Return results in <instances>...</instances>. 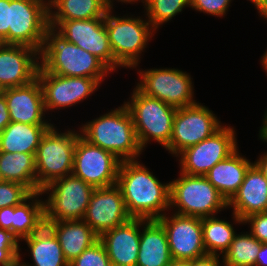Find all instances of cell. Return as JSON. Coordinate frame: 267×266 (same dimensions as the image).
<instances>
[{"label":"cell","instance_id":"83f0119b","mask_svg":"<svg viewBox=\"0 0 267 266\" xmlns=\"http://www.w3.org/2000/svg\"><path fill=\"white\" fill-rule=\"evenodd\" d=\"M40 195L41 191L34 192L21 204L13 206L12 234L18 240L31 236L45 225L44 201L38 199Z\"/></svg>","mask_w":267,"mask_h":266},{"label":"cell","instance_id":"44dd1931","mask_svg":"<svg viewBox=\"0 0 267 266\" xmlns=\"http://www.w3.org/2000/svg\"><path fill=\"white\" fill-rule=\"evenodd\" d=\"M142 218H131L128 222L104 232L99 240L103 243L111 265L136 266L139 253Z\"/></svg>","mask_w":267,"mask_h":266},{"label":"cell","instance_id":"7a4b0ae2","mask_svg":"<svg viewBox=\"0 0 267 266\" xmlns=\"http://www.w3.org/2000/svg\"><path fill=\"white\" fill-rule=\"evenodd\" d=\"M81 136L90 144L110 151L121 161L135 160L142 153L132 116L125 104L87 122Z\"/></svg>","mask_w":267,"mask_h":266},{"label":"cell","instance_id":"603a6c76","mask_svg":"<svg viewBox=\"0 0 267 266\" xmlns=\"http://www.w3.org/2000/svg\"><path fill=\"white\" fill-rule=\"evenodd\" d=\"M45 225L58 238L69 263L99 240V236L84 220L45 222Z\"/></svg>","mask_w":267,"mask_h":266},{"label":"cell","instance_id":"9a60e30c","mask_svg":"<svg viewBox=\"0 0 267 266\" xmlns=\"http://www.w3.org/2000/svg\"><path fill=\"white\" fill-rule=\"evenodd\" d=\"M157 220L163 225L172 260L191 261L206 255L202 218L174 213Z\"/></svg>","mask_w":267,"mask_h":266},{"label":"cell","instance_id":"d590c367","mask_svg":"<svg viewBox=\"0 0 267 266\" xmlns=\"http://www.w3.org/2000/svg\"><path fill=\"white\" fill-rule=\"evenodd\" d=\"M244 223H250V234L261 243H267V212L256 213L243 220Z\"/></svg>","mask_w":267,"mask_h":266},{"label":"cell","instance_id":"7c38bea8","mask_svg":"<svg viewBox=\"0 0 267 266\" xmlns=\"http://www.w3.org/2000/svg\"><path fill=\"white\" fill-rule=\"evenodd\" d=\"M121 162L110 151L90 144L80 135L74 149L72 174L94 188L109 187L117 182Z\"/></svg>","mask_w":267,"mask_h":266},{"label":"cell","instance_id":"836d02e7","mask_svg":"<svg viewBox=\"0 0 267 266\" xmlns=\"http://www.w3.org/2000/svg\"><path fill=\"white\" fill-rule=\"evenodd\" d=\"M32 192L24 185L17 182H0V209L17 206L26 200Z\"/></svg>","mask_w":267,"mask_h":266},{"label":"cell","instance_id":"5bb4252c","mask_svg":"<svg viewBox=\"0 0 267 266\" xmlns=\"http://www.w3.org/2000/svg\"><path fill=\"white\" fill-rule=\"evenodd\" d=\"M50 28L67 42L96 56L111 72L114 71V56L104 18L55 20Z\"/></svg>","mask_w":267,"mask_h":266},{"label":"cell","instance_id":"6da1fadb","mask_svg":"<svg viewBox=\"0 0 267 266\" xmlns=\"http://www.w3.org/2000/svg\"><path fill=\"white\" fill-rule=\"evenodd\" d=\"M116 185L132 218L158 219L170 209V183H161L137 160L122 161Z\"/></svg>","mask_w":267,"mask_h":266},{"label":"cell","instance_id":"bcb514c9","mask_svg":"<svg viewBox=\"0 0 267 266\" xmlns=\"http://www.w3.org/2000/svg\"><path fill=\"white\" fill-rule=\"evenodd\" d=\"M263 126L260 128L259 136H267V111L263 119Z\"/></svg>","mask_w":267,"mask_h":266},{"label":"cell","instance_id":"d6a6232c","mask_svg":"<svg viewBox=\"0 0 267 266\" xmlns=\"http://www.w3.org/2000/svg\"><path fill=\"white\" fill-rule=\"evenodd\" d=\"M69 266H111V261L103 243L98 240L73 259Z\"/></svg>","mask_w":267,"mask_h":266},{"label":"cell","instance_id":"9c48e42d","mask_svg":"<svg viewBox=\"0 0 267 266\" xmlns=\"http://www.w3.org/2000/svg\"><path fill=\"white\" fill-rule=\"evenodd\" d=\"M46 0H10L9 44L41 52L49 26Z\"/></svg>","mask_w":267,"mask_h":266},{"label":"cell","instance_id":"277c9868","mask_svg":"<svg viewBox=\"0 0 267 266\" xmlns=\"http://www.w3.org/2000/svg\"><path fill=\"white\" fill-rule=\"evenodd\" d=\"M124 104L132 116L137 140L142 150L152 139L164 148L169 145L177 108L146 96L137 88L133 90L131 101Z\"/></svg>","mask_w":267,"mask_h":266},{"label":"cell","instance_id":"d6986e66","mask_svg":"<svg viewBox=\"0 0 267 266\" xmlns=\"http://www.w3.org/2000/svg\"><path fill=\"white\" fill-rule=\"evenodd\" d=\"M7 101L10 120L32 125H53L44 120L43 93L38 78L30 83L1 91ZM44 116V117H43Z\"/></svg>","mask_w":267,"mask_h":266},{"label":"cell","instance_id":"3957f363","mask_svg":"<svg viewBox=\"0 0 267 266\" xmlns=\"http://www.w3.org/2000/svg\"><path fill=\"white\" fill-rule=\"evenodd\" d=\"M40 66L49 73L67 77H89L100 83L111 71L100 59L49 29L40 52Z\"/></svg>","mask_w":267,"mask_h":266},{"label":"cell","instance_id":"816d5d0a","mask_svg":"<svg viewBox=\"0 0 267 266\" xmlns=\"http://www.w3.org/2000/svg\"><path fill=\"white\" fill-rule=\"evenodd\" d=\"M259 138L262 139L263 142L266 141L267 143V136H259Z\"/></svg>","mask_w":267,"mask_h":266},{"label":"cell","instance_id":"f1b7e54d","mask_svg":"<svg viewBox=\"0 0 267 266\" xmlns=\"http://www.w3.org/2000/svg\"><path fill=\"white\" fill-rule=\"evenodd\" d=\"M0 174L4 181L17 182L37 192L35 155L0 152Z\"/></svg>","mask_w":267,"mask_h":266},{"label":"cell","instance_id":"52a82bcc","mask_svg":"<svg viewBox=\"0 0 267 266\" xmlns=\"http://www.w3.org/2000/svg\"><path fill=\"white\" fill-rule=\"evenodd\" d=\"M169 183L170 208L178 207L177 214L204 218L228 208V202L205 176L180 172V177Z\"/></svg>","mask_w":267,"mask_h":266},{"label":"cell","instance_id":"5b68a950","mask_svg":"<svg viewBox=\"0 0 267 266\" xmlns=\"http://www.w3.org/2000/svg\"><path fill=\"white\" fill-rule=\"evenodd\" d=\"M111 9L113 7L106 13L104 21L114 56V71L118 66L135 68L155 29L140 17H116Z\"/></svg>","mask_w":267,"mask_h":266},{"label":"cell","instance_id":"7dc6e473","mask_svg":"<svg viewBox=\"0 0 267 266\" xmlns=\"http://www.w3.org/2000/svg\"><path fill=\"white\" fill-rule=\"evenodd\" d=\"M169 266H191V261H175V260H173Z\"/></svg>","mask_w":267,"mask_h":266},{"label":"cell","instance_id":"ac0fdd59","mask_svg":"<svg viewBox=\"0 0 267 266\" xmlns=\"http://www.w3.org/2000/svg\"><path fill=\"white\" fill-rule=\"evenodd\" d=\"M40 52L32 47L0 43V91L37 78Z\"/></svg>","mask_w":267,"mask_h":266},{"label":"cell","instance_id":"f546056e","mask_svg":"<svg viewBox=\"0 0 267 266\" xmlns=\"http://www.w3.org/2000/svg\"><path fill=\"white\" fill-rule=\"evenodd\" d=\"M202 229L206 253L212 255L223 256L236 235L232 223L215 216L202 218Z\"/></svg>","mask_w":267,"mask_h":266},{"label":"cell","instance_id":"4dcf8cb0","mask_svg":"<svg viewBox=\"0 0 267 266\" xmlns=\"http://www.w3.org/2000/svg\"><path fill=\"white\" fill-rule=\"evenodd\" d=\"M262 243L250 233L236 234L228 251L222 256L223 266H255Z\"/></svg>","mask_w":267,"mask_h":266},{"label":"cell","instance_id":"e575fe53","mask_svg":"<svg viewBox=\"0 0 267 266\" xmlns=\"http://www.w3.org/2000/svg\"><path fill=\"white\" fill-rule=\"evenodd\" d=\"M232 0H191L190 7L193 9L214 15V16H225Z\"/></svg>","mask_w":267,"mask_h":266},{"label":"cell","instance_id":"1f68e13d","mask_svg":"<svg viewBox=\"0 0 267 266\" xmlns=\"http://www.w3.org/2000/svg\"><path fill=\"white\" fill-rule=\"evenodd\" d=\"M191 0H142L145 5L148 21L156 30L172 17L183 11L184 7H190Z\"/></svg>","mask_w":267,"mask_h":266},{"label":"cell","instance_id":"60d3db41","mask_svg":"<svg viewBox=\"0 0 267 266\" xmlns=\"http://www.w3.org/2000/svg\"><path fill=\"white\" fill-rule=\"evenodd\" d=\"M218 258L219 255L206 254L191 260V266H221Z\"/></svg>","mask_w":267,"mask_h":266},{"label":"cell","instance_id":"ee69618b","mask_svg":"<svg viewBox=\"0 0 267 266\" xmlns=\"http://www.w3.org/2000/svg\"><path fill=\"white\" fill-rule=\"evenodd\" d=\"M263 155L260 156L259 159H257V161L254 162V164L258 167V169L267 179V153Z\"/></svg>","mask_w":267,"mask_h":266},{"label":"cell","instance_id":"4fadbf2b","mask_svg":"<svg viewBox=\"0 0 267 266\" xmlns=\"http://www.w3.org/2000/svg\"><path fill=\"white\" fill-rule=\"evenodd\" d=\"M235 130L222 126L212 136L179 154L180 171L191 176H205L218 162L228 158L238 149Z\"/></svg>","mask_w":267,"mask_h":266},{"label":"cell","instance_id":"f907efd6","mask_svg":"<svg viewBox=\"0 0 267 266\" xmlns=\"http://www.w3.org/2000/svg\"><path fill=\"white\" fill-rule=\"evenodd\" d=\"M250 2H252L256 6V8L259 12V0H250Z\"/></svg>","mask_w":267,"mask_h":266},{"label":"cell","instance_id":"8fae6325","mask_svg":"<svg viewBox=\"0 0 267 266\" xmlns=\"http://www.w3.org/2000/svg\"><path fill=\"white\" fill-rule=\"evenodd\" d=\"M140 83L136 88L146 96L159 99L175 108L197 103L193 99L192 78L178 69L140 70Z\"/></svg>","mask_w":267,"mask_h":266},{"label":"cell","instance_id":"ab89813d","mask_svg":"<svg viewBox=\"0 0 267 266\" xmlns=\"http://www.w3.org/2000/svg\"><path fill=\"white\" fill-rule=\"evenodd\" d=\"M13 206L0 209V228L12 233Z\"/></svg>","mask_w":267,"mask_h":266},{"label":"cell","instance_id":"c3c4849f","mask_svg":"<svg viewBox=\"0 0 267 266\" xmlns=\"http://www.w3.org/2000/svg\"><path fill=\"white\" fill-rule=\"evenodd\" d=\"M263 18L267 20V17H263ZM261 63L267 73V51L263 54Z\"/></svg>","mask_w":267,"mask_h":266},{"label":"cell","instance_id":"8992f818","mask_svg":"<svg viewBox=\"0 0 267 266\" xmlns=\"http://www.w3.org/2000/svg\"><path fill=\"white\" fill-rule=\"evenodd\" d=\"M81 133H60L52 125L42 136L35 155L37 192L54 181L72 174L74 149Z\"/></svg>","mask_w":267,"mask_h":266},{"label":"cell","instance_id":"7402d4cb","mask_svg":"<svg viewBox=\"0 0 267 266\" xmlns=\"http://www.w3.org/2000/svg\"><path fill=\"white\" fill-rule=\"evenodd\" d=\"M142 227L136 266H169L173 260L163 225L157 219L142 218Z\"/></svg>","mask_w":267,"mask_h":266},{"label":"cell","instance_id":"30bf717a","mask_svg":"<svg viewBox=\"0 0 267 266\" xmlns=\"http://www.w3.org/2000/svg\"><path fill=\"white\" fill-rule=\"evenodd\" d=\"M221 127L215 114L201 103L177 108L170 143L165 149L179 156L184 149L212 136Z\"/></svg>","mask_w":267,"mask_h":266},{"label":"cell","instance_id":"484cf974","mask_svg":"<svg viewBox=\"0 0 267 266\" xmlns=\"http://www.w3.org/2000/svg\"><path fill=\"white\" fill-rule=\"evenodd\" d=\"M23 240L26 241L30 249L33 266H69L58 238L47 225ZM18 266L32 265L21 262L19 257Z\"/></svg>","mask_w":267,"mask_h":266},{"label":"cell","instance_id":"b9f144b4","mask_svg":"<svg viewBox=\"0 0 267 266\" xmlns=\"http://www.w3.org/2000/svg\"><path fill=\"white\" fill-rule=\"evenodd\" d=\"M18 241L9 230L0 228V245H19Z\"/></svg>","mask_w":267,"mask_h":266},{"label":"cell","instance_id":"ba28073f","mask_svg":"<svg viewBox=\"0 0 267 266\" xmlns=\"http://www.w3.org/2000/svg\"><path fill=\"white\" fill-rule=\"evenodd\" d=\"M94 189L73 174L49 183L41 190L49 194L44 201L45 222L83 220Z\"/></svg>","mask_w":267,"mask_h":266},{"label":"cell","instance_id":"2e32d148","mask_svg":"<svg viewBox=\"0 0 267 266\" xmlns=\"http://www.w3.org/2000/svg\"><path fill=\"white\" fill-rule=\"evenodd\" d=\"M45 111L73 106L83 101L101 84L89 77H67L46 72L41 66L37 73Z\"/></svg>","mask_w":267,"mask_h":266},{"label":"cell","instance_id":"d4e9b609","mask_svg":"<svg viewBox=\"0 0 267 266\" xmlns=\"http://www.w3.org/2000/svg\"><path fill=\"white\" fill-rule=\"evenodd\" d=\"M51 126L11 121L0 132V152H18L36 155L42 136Z\"/></svg>","mask_w":267,"mask_h":266},{"label":"cell","instance_id":"4316f807","mask_svg":"<svg viewBox=\"0 0 267 266\" xmlns=\"http://www.w3.org/2000/svg\"><path fill=\"white\" fill-rule=\"evenodd\" d=\"M48 7L49 26L55 20L104 18L111 8L105 0H48Z\"/></svg>","mask_w":267,"mask_h":266},{"label":"cell","instance_id":"7bdbcfd3","mask_svg":"<svg viewBox=\"0 0 267 266\" xmlns=\"http://www.w3.org/2000/svg\"><path fill=\"white\" fill-rule=\"evenodd\" d=\"M255 266H267V243H262L257 254Z\"/></svg>","mask_w":267,"mask_h":266},{"label":"cell","instance_id":"681fc988","mask_svg":"<svg viewBox=\"0 0 267 266\" xmlns=\"http://www.w3.org/2000/svg\"><path fill=\"white\" fill-rule=\"evenodd\" d=\"M111 7H113V0H105ZM118 2H124V3H130L132 4V2H135V1H139V0H117Z\"/></svg>","mask_w":267,"mask_h":266},{"label":"cell","instance_id":"8d00e7d4","mask_svg":"<svg viewBox=\"0 0 267 266\" xmlns=\"http://www.w3.org/2000/svg\"><path fill=\"white\" fill-rule=\"evenodd\" d=\"M10 0H0V43L9 44Z\"/></svg>","mask_w":267,"mask_h":266},{"label":"cell","instance_id":"ffe728a7","mask_svg":"<svg viewBox=\"0 0 267 266\" xmlns=\"http://www.w3.org/2000/svg\"><path fill=\"white\" fill-rule=\"evenodd\" d=\"M228 208L233 209L236 223H243L250 215L267 212V179L254 163L247 170L238 191L228 201Z\"/></svg>","mask_w":267,"mask_h":266},{"label":"cell","instance_id":"cb8c5ba5","mask_svg":"<svg viewBox=\"0 0 267 266\" xmlns=\"http://www.w3.org/2000/svg\"><path fill=\"white\" fill-rule=\"evenodd\" d=\"M253 163L242 157L238 149L214 165L205 177L228 202L238 191L245 174Z\"/></svg>","mask_w":267,"mask_h":266},{"label":"cell","instance_id":"f6af8a7d","mask_svg":"<svg viewBox=\"0 0 267 266\" xmlns=\"http://www.w3.org/2000/svg\"><path fill=\"white\" fill-rule=\"evenodd\" d=\"M259 13L262 17H267V0H259Z\"/></svg>","mask_w":267,"mask_h":266},{"label":"cell","instance_id":"f35d334b","mask_svg":"<svg viewBox=\"0 0 267 266\" xmlns=\"http://www.w3.org/2000/svg\"><path fill=\"white\" fill-rule=\"evenodd\" d=\"M11 122L7 101L4 94L0 91V132Z\"/></svg>","mask_w":267,"mask_h":266},{"label":"cell","instance_id":"e0dca14e","mask_svg":"<svg viewBox=\"0 0 267 266\" xmlns=\"http://www.w3.org/2000/svg\"><path fill=\"white\" fill-rule=\"evenodd\" d=\"M131 218L123 195L115 184L93 190L83 220L100 237L104 232L128 222Z\"/></svg>","mask_w":267,"mask_h":266},{"label":"cell","instance_id":"74e56055","mask_svg":"<svg viewBox=\"0 0 267 266\" xmlns=\"http://www.w3.org/2000/svg\"><path fill=\"white\" fill-rule=\"evenodd\" d=\"M19 250V245H0V265L18 266Z\"/></svg>","mask_w":267,"mask_h":266}]
</instances>
